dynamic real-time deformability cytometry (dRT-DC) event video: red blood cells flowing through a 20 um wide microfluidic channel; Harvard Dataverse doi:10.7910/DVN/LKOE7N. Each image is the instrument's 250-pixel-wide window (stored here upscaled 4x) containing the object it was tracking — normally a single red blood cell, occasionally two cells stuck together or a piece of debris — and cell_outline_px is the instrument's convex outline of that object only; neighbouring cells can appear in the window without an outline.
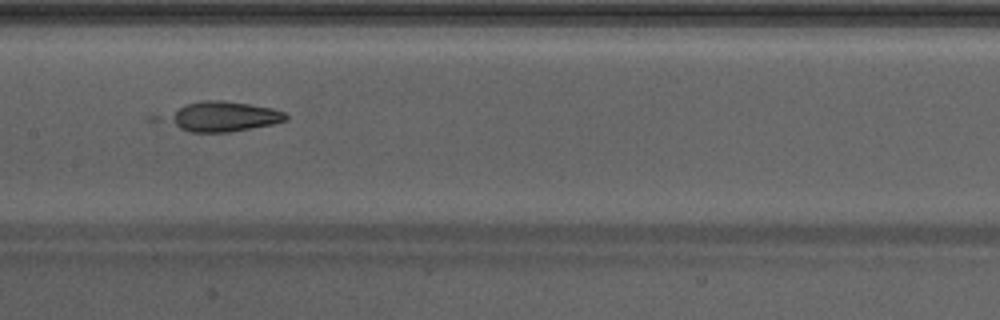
{"species": "Egyptian fruit bat (a non-hibernating species)", "species_latin": "Rousettus aegyptiacus", "temperature_condition": "warm", "stored_images_in_passage": 49, "camera_frame_rate_fps": 3000, "um_per_image_px": 0.085, "animal": {"sex": "male"}, "frame": {"image": 1, "passage_image": 25, "time_ms": 8.0, "image_size_px": [1000, 320], "cell_outline_px": [[288, 120], [272, 124], [228, 132], [192, 132], [180, 128], [168, 120], [168, 116], [184, 104], [200, 100], [224, 100], [272, 108], [284, 112], [288, 116]], "centroid_in_image_um": [19.02, 9.89], "position_along_channel_um": 188.4, "area_um2": 20.4}, "authors_computed_cell_mechanics": {"area_um2": 21.5594, "velocity_mm_per_s": 4.2865, "shape_relaxation_time_tau1_ms": 0.9137, "shape_relaxation_time_tau2_ms": null, "deformation_change_tau1": 0.1907, "deformation_change_tau2": null}}